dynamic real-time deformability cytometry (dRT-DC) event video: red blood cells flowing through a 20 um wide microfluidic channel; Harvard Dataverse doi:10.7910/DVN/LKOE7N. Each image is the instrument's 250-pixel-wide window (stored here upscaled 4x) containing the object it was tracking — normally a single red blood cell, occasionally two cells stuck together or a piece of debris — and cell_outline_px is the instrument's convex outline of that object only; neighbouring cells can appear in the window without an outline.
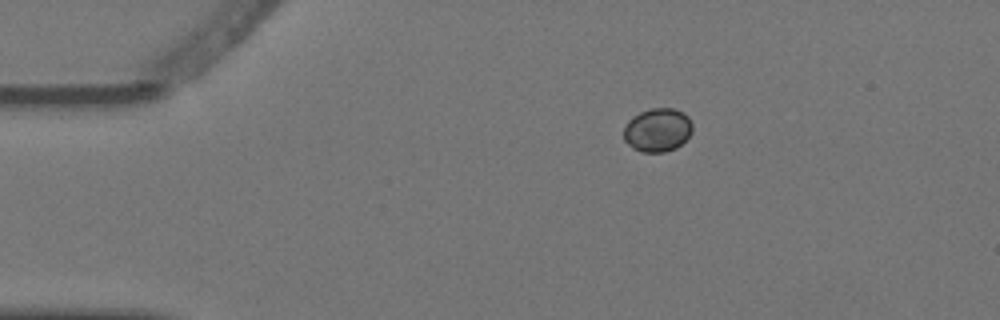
{"species": "Egyptian fruit bat (a non-hibernating species)", "species_latin": "Rousettus aegyptiacus", "temperature_condition": "warm", "stored_images_in_passage": 4, "camera_frame_rate_fps": 3000, "um_per_image_px": 0.085, "animal": {"sex": "female"}, "frame": {"image": 1, "passage_image": 4, "time_ms": 1.0, "image_size_px": [1000, 320], "cell_outline_px": [[692, 132], [676, 148], [664, 152], [640, 152], [632, 148], [624, 140], [624, 128], [628, 120], [632, 116], [640, 112], [652, 108], [672, 108], [684, 112], [688, 116], [692, 124]], "centroid_in_image_um": [55.88, 11.04], "position_along_channel_um": 29.1, "area_um2": 17.51}}